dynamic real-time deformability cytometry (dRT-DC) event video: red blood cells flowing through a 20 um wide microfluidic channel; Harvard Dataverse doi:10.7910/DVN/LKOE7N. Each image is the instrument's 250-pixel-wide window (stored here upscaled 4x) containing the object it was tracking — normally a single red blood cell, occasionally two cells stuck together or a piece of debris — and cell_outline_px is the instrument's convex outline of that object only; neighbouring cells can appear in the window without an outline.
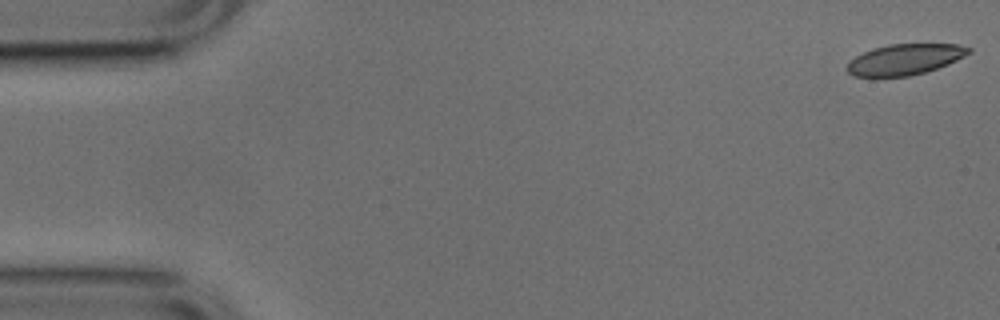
{"species": "common noctule bat (a hibernating species)", "species_latin": "Nyctalus noctula", "temperature_condition": "cold", "stored_images_in_passage": 52, "camera_frame_rate_fps": 3000, "um_per_image_px": 0.085, "animal": {"sex": "male", "body_mass_g": 17.9, "forearm_length_mm": 54.2}, "frame": {"image": 1, "passage_image": 1, "time_ms": 0.0, "image_size_px": [1000, 320], "cell_outline_px": [[972, 52], [948, 64], [924, 72], [908, 76], [876, 80], [872, 80], [852, 76], [844, 68], [856, 56], [872, 48], [888, 44], [956, 44], [972, 48]], "centroid_in_image_um": [76.82, 5.1], "position_along_channel_um": 8.2, "area_um2": 22.54}}
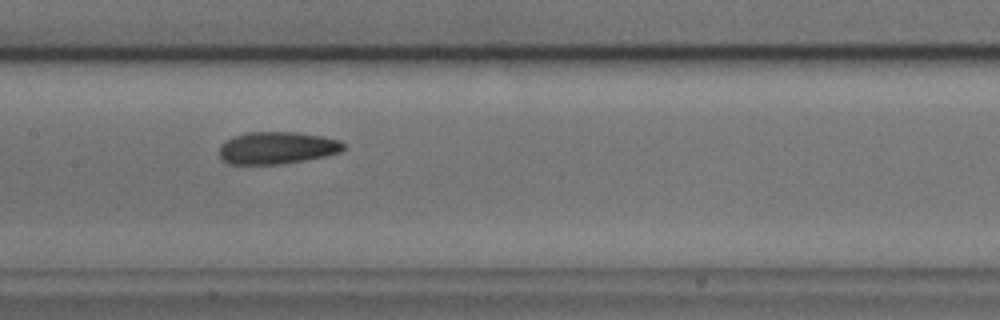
{"frame": {"image": 2, "passage_image": 25, "time_ms": 8.0, "image_size_px": [1000, 320], "cell_outline_px": [[344, 148], [340, 152], [324, 156], [304, 160], [280, 164], [228, 164], [220, 160], [220, 144], [232, 136], [248, 132], [296, 132], [320, 136], [340, 140], [344, 144]], "centroid_in_image_um": [23.5, 12.57], "position_along_channel_um": 183.9, "area_um2": 23.35}}
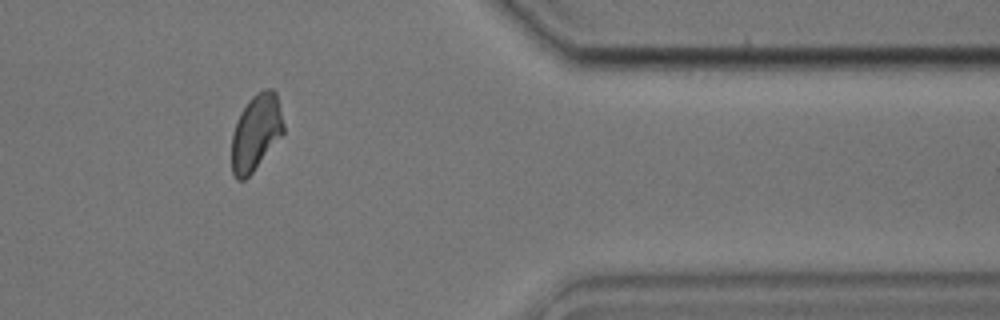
{"frame": {"image": 3, "passage_image": 43, "time_ms": 14.0, "image_size_px": [1000, 320], "cell_outline_px": [[284, 132], [252, 172], [244, 180], [236, 180], [232, 172], [232, 136], [240, 112], [248, 100], [252, 96], [264, 88], [272, 88], [276, 92], [284, 124]], "centroid_in_image_um": [21.75, 11.23], "position_along_channel_um": 389.6, "area_um2": 22.77}, "authors_computed_cell_mechanics": {"area_um2": 23.2356, "velocity_mm_per_s": 3.8097, "shape_relaxation_time_tau1_ms": 3.1458, "shape_relaxation_time_tau2_ms": 2.0258, "deformation_change_tau1": 0.0977, "deformation_change_tau2": 0.0857}}